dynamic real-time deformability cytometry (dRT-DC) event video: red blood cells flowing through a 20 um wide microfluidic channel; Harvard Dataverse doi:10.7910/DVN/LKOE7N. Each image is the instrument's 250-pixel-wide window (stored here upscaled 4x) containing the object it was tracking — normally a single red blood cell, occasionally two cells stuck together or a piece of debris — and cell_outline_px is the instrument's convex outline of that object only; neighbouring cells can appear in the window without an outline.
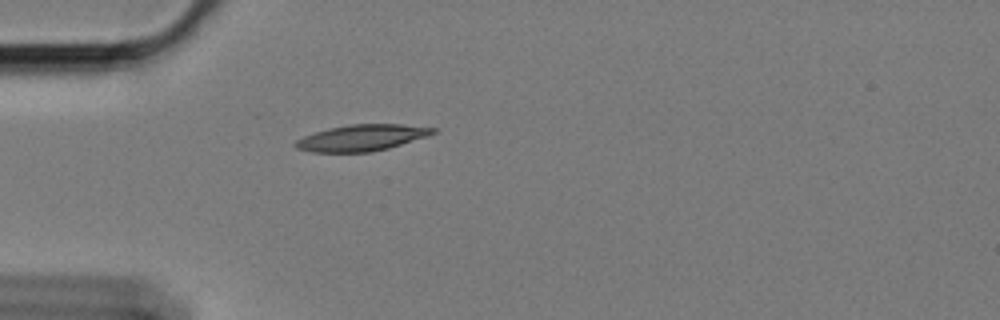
{"species": "Egyptian fruit bat (a non-hibernating species)", "species_latin": "Rousettus aegyptiacus", "temperature_condition": "cold", "stored_images_in_passage": 43, "camera_frame_rate_fps": 3000, "um_per_image_px": 0.085, "animal": {"sex": "female"}, "frame": {"image": 1, "passage_image": 1, "time_ms": 0.0, "image_size_px": [1000, 320], "cell_outline_px": [[436, 132], [428, 136], [388, 148], [372, 152], [312, 152], [296, 148], [292, 144], [296, 140], [304, 136], [328, 128], [352, 124], [400, 124], [436, 128]], "centroid_in_image_um": [30.73, 11.71], "position_along_channel_um": 54.3, "area_um2": 20.98}}
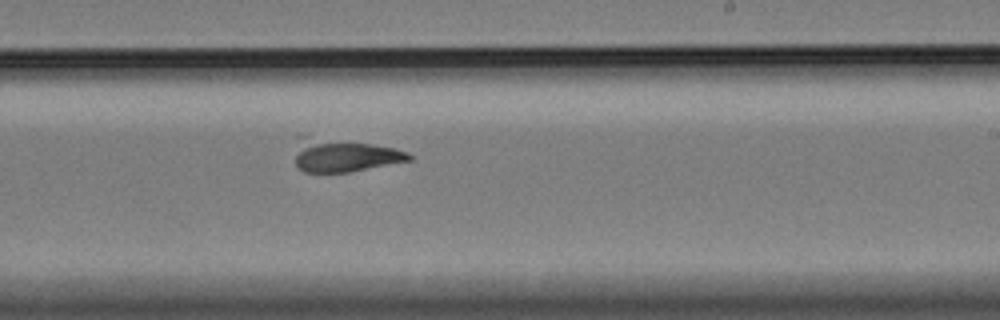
{"frame": {"image": 2, "passage_image": 20, "time_ms": 6.333, "image_size_px": [1000, 320], "cell_outline_px": [[412, 160], [348, 172], [304, 172], [296, 168], [296, 156], [304, 144], [372, 144], [396, 148], [408, 152], [412, 156]], "centroid_in_image_um": [29.51, 13.37], "position_along_channel_um": 259.5, "area_um2": 19.07}}
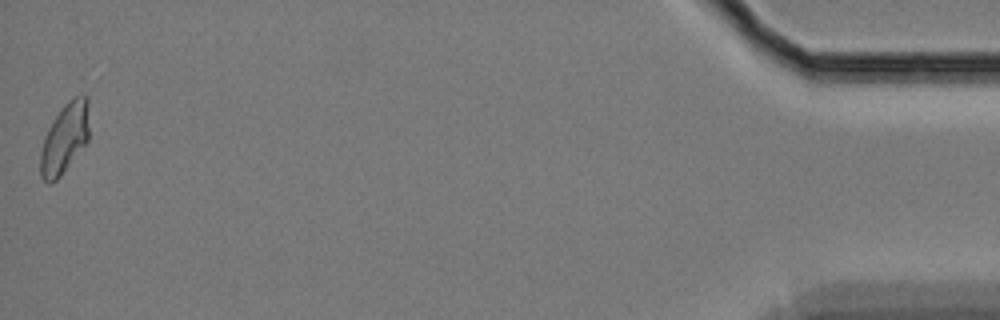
{"frame": {"image": 3, "passage_image": 43, "time_ms": 14.0, "image_size_px": [1000, 320], "cell_outline_px": [[88, 140], [60, 176], [56, 180], [48, 184], [40, 176], [40, 152], [48, 128], [52, 120], [60, 108], [72, 96], [84, 92], [88, 96]], "centroid_in_image_um": [5.5, 11.69], "position_along_channel_um": 429.7, "area_um2": 20.06}, "authors_computed_cell_mechanics": {"area_um2": 19.941, "velocity_mm_per_s": 3.3762, "shape_relaxation_time_tau1_ms": 5.1077, "shape_relaxation_time_tau2_ms": null, "deformation_change_tau1": 0.1365, "deformation_change_tau2": null}}